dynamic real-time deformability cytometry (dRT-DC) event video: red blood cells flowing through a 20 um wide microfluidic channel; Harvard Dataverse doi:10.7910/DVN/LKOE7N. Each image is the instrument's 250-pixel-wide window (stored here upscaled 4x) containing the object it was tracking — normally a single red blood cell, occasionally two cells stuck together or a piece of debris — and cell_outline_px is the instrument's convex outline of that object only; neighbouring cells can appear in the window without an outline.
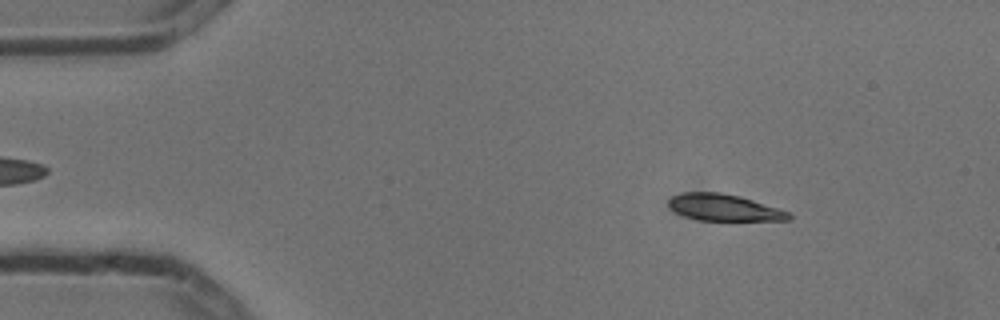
{"species": "common noctule bat (a hibernating species)", "species_latin": "Nyctalus noctula", "temperature_condition": "cold", "stored_images_in_passage": 4, "camera_frame_rate_fps": 3000, "um_per_image_px": 0.085, "animal": {"sex": "male", "body_mass_g": 13.3}, "frame": {"image": 1, "passage_image": 2, "time_ms": 0.333, "image_size_px": [1000, 320], "cell_outline_px": [[792, 220], [700, 220], [684, 216], [676, 212], [668, 204], [668, 200], [672, 196], [684, 192], [720, 192], [740, 196], [792, 212]], "centroid_in_image_um": [61.59, 17.64], "position_along_channel_um": 23.4, "area_um2": 18.67}}